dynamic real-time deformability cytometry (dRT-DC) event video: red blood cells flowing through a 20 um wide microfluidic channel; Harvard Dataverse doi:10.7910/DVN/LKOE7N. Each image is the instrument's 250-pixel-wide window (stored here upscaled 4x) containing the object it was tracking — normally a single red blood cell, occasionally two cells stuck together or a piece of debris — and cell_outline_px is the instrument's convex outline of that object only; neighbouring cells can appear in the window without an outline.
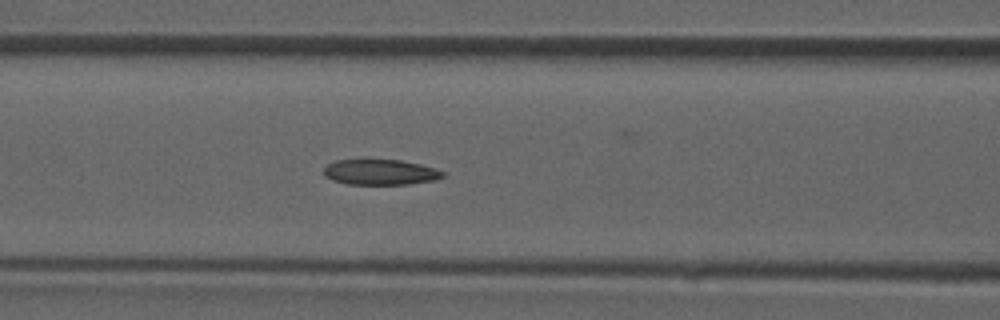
{"species": "common noctule bat (a hibernating species)", "species_latin": "Nyctalus noctula", "temperature_condition": "room temperature", "stored_images_in_passage": 35, "camera_frame_rate_fps": 3000, "um_per_image_px": 0.085, "animal": {"sex": "male", "forearm_length_mm": 52.5}, "frame": {"image": 1, "passage_image": 11, "time_ms": 3.333, "image_size_px": [1000, 320], "cell_outline_px": [[448, 172], [444, 176], [436, 180], [408, 184], [348, 184], [332, 180], [324, 176], [324, 168], [328, 164], [336, 160], [400, 160], [420, 164], [436, 168]], "centroid_in_image_um": [32.37, 14.63], "position_along_channel_um": 134.2, "area_um2": 17.74}}